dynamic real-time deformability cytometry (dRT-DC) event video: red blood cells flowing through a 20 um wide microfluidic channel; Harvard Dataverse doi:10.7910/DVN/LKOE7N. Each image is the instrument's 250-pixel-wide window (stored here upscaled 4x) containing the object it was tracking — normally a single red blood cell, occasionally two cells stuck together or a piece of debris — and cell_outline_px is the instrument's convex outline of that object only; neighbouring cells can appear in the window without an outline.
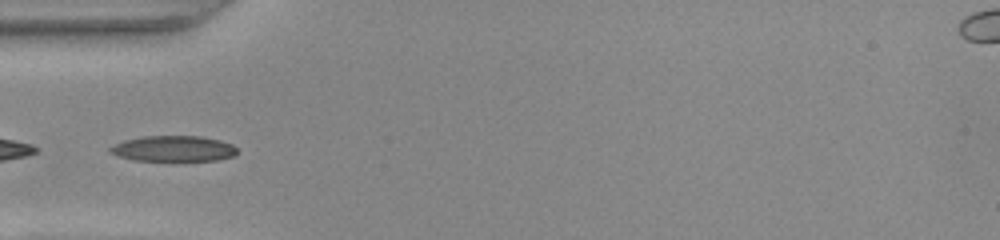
{"species": "common noctule bat (a hibernating species)", "species_latin": "Nyctalus noctula", "temperature_condition": "warm", "stored_images_in_passage": 37, "camera_frame_rate_fps": 3000, "um_per_image_px": 0.085, "animal": {"sex": "female", "body_mass_g": 22.0, "forearm_length_mm": 56.7}, "frame": {"image": 1, "passage_image": 1, "time_ms": 0.0, "image_size_px": [1000, 240], "cell_outline_px": [[236, 152], [232, 156], [216, 160], [136, 160], [120, 156], [108, 152], [108, 148], [124, 140], [144, 136], [200, 136], [220, 140], [232, 144], [236, 148]], "centroid_in_image_um": [14.73, 12.62], "position_along_channel_um": 70.3, "area_um2": 18.73}}
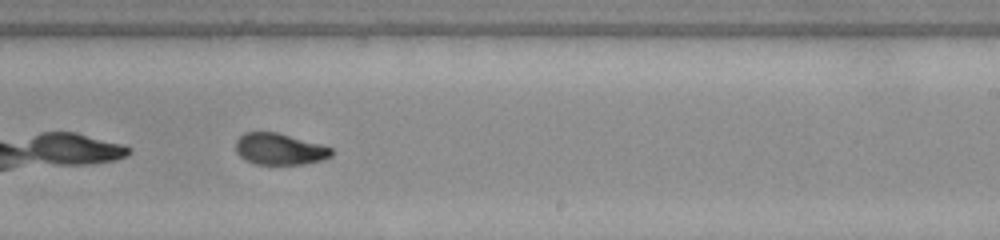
{"frame": {"image": 2, "passage_image": 16, "time_ms": 5.0, "image_size_px": [1000, 240], "cell_outline_px": [[332, 156], [320, 160], [304, 164], [256, 164], [244, 160], [236, 152], [236, 140], [244, 132], [276, 132], [320, 144], [332, 148]], "centroid_in_image_um": [23.73, 12.67], "position_along_channel_um": 265.3, "area_um2": 17.46}}
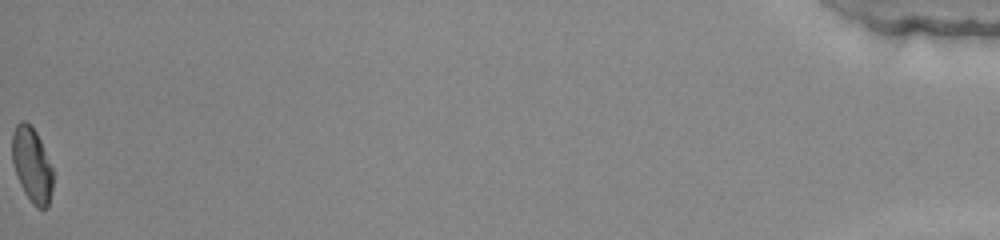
{"frame": {"image": 3, "passage_image": 37, "time_ms": 12.0, "image_size_px": [1000, 240], "cell_outline_px": [[52, 188], [48, 208], [36, 208], [32, 204], [24, 192], [20, 184], [12, 164], [12, 136], [16, 124], [20, 120], [24, 120], [36, 132], [40, 140], [52, 168]], "centroid_in_image_um": [2.7, 14.04], "position_along_channel_um": 432.5, "area_um2": 17.69}, "authors_computed_cell_mechanics": {"area_um2": 18.3226, "velocity_mm_per_s": 3.8951, "shape_relaxation_time_tau1_ms": null, "shape_relaxation_time_tau2_ms": 1.5517, "deformation_change_tau1": null, "deformation_change_tau2": 0.0623}}